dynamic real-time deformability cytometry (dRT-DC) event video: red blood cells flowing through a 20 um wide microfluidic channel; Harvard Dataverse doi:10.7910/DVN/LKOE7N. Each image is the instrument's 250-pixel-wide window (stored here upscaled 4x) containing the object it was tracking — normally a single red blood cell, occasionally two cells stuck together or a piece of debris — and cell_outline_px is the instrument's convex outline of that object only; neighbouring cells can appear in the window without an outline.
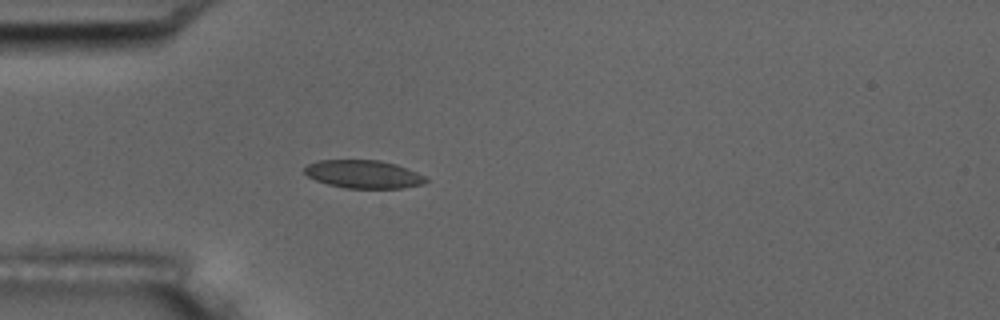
{"species": "common noctule bat (a hibernating species)", "species_latin": "Nyctalus noctula", "temperature_condition": "room temperature", "stored_images_in_passage": 3, "camera_frame_rate_fps": 3000, "um_per_image_px": 0.085, "animal": {"sex": "male", "body_mass_g": 17.5, "forearm_length_mm": 52.3}, "frame": {"image": 1, "passage_image": 3, "time_ms": 2.333, "image_size_px": [1000, 320], "cell_outline_px": [[428, 180], [424, 184], [400, 188], [344, 188], [328, 184], [316, 180], [308, 176], [304, 172], [304, 168], [308, 164], [320, 160], [380, 160], [396, 164], [416, 172], [424, 176]], "centroid_in_image_um": [30.89, 14.81], "position_along_channel_um": 54.1, "area_um2": 19.77}}